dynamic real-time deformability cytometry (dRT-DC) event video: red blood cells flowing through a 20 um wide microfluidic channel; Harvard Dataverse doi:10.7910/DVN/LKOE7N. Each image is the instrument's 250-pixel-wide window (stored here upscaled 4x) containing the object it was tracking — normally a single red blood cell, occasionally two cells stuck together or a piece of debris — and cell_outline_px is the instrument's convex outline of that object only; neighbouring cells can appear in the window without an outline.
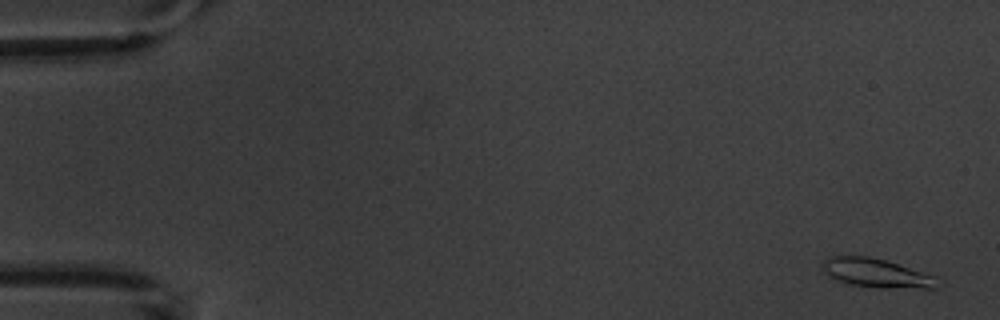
{"species": "common noctule bat (a hibernating species)", "species_latin": "Nyctalus noctula", "temperature_condition": "warm", "stored_images_in_passage": 6, "camera_frame_rate_fps": 3000, "um_per_image_px": 0.085, "animal": {"sex": "male", "body_mass_g": 20.1, "forearm_length_mm": 53.5}, "frame": {"image": 1, "passage_image": 1, "time_ms": 0.0, "image_size_px": [1000, 320], "cell_outline_px": [[936, 288], [884, 288], [852, 284], [836, 280], [828, 276], [824, 272], [820, 264], [828, 256], [868, 256], [884, 260], [932, 276]], "centroid_in_image_um": [74.33, 23.2], "position_along_channel_um": 10.7, "area_um2": 18.73}}